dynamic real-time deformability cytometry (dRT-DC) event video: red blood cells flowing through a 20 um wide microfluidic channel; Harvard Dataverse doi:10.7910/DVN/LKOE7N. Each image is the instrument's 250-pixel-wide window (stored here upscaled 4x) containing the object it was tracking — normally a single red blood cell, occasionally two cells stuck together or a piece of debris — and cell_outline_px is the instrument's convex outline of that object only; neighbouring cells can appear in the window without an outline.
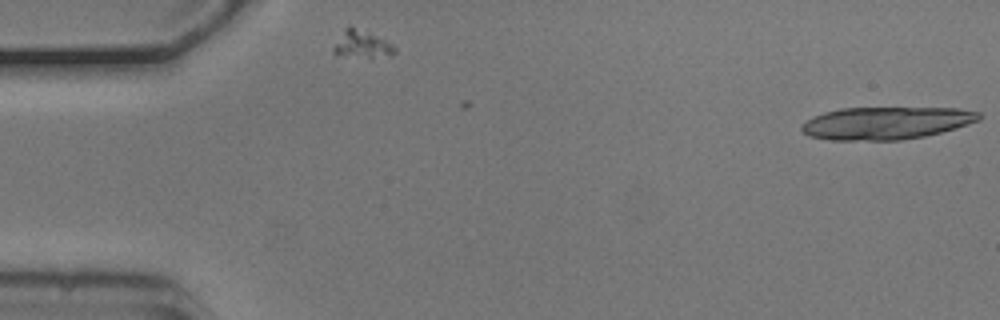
{"species": "common noctule bat (a hibernating species)", "species_latin": "Nyctalus noctula", "temperature_condition": "cold", "stored_images_in_passage": 6, "camera_frame_rate_fps": 3000, "um_per_image_px": 0.085, "animal": {"sex": "male", "body_mass_g": 20.5, "forearm_length_mm": 52.5}, "frame": {"image": 1, "passage_image": 1, "time_ms": 0.0, "image_size_px": [1000, 320], "cell_outline_px": [[984, 116], [980, 120], [940, 132], [924, 136], [900, 140], [828, 140], [808, 136], [800, 132], [800, 124], [812, 116], [824, 112], [840, 108], [960, 108], [980, 112]], "centroid_in_image_um": [75.26, 10.46], "position_along_channel_um": 9.7, "area_um2": 33.93}}
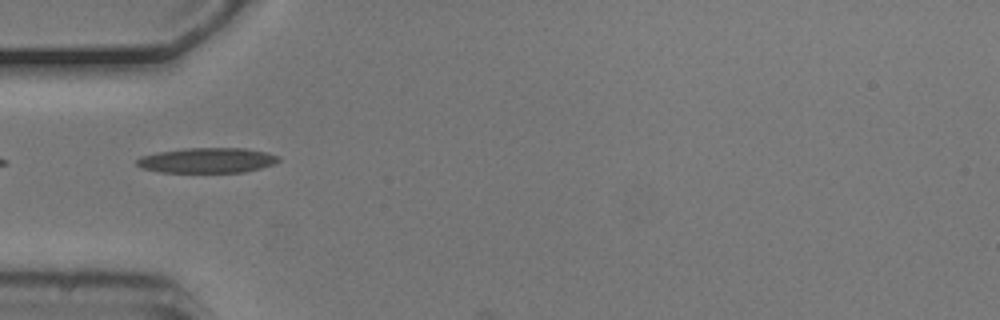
{"frame": {"image": 2, "passage_image": 5, "time_ms": 1.333, "image_size_px": [1000, 320], "cell_outline_px": [[280, 160], [272, 164], [260, 168], [244, 172], [160, 172], [140, 168], [136, 164], [136, 160], [140, 156], [160, 152], [184, 148], [244, 148], [268, 152], [280, 156]], "centroid_in_image_um": [17.61, 13.62], "position_along_channel_um": 67.4, "area_um2": 20.81}}